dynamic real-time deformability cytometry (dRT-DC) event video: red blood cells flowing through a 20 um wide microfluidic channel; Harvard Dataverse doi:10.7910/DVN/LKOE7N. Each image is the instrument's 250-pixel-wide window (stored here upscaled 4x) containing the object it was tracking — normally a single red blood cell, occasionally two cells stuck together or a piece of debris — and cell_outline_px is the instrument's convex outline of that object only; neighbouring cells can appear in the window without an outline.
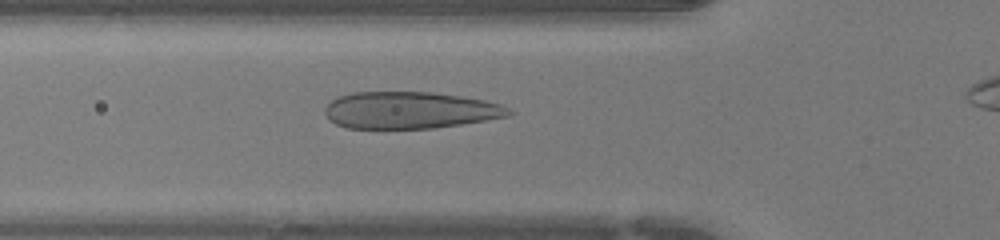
{"species": "human", "species_latin": "Homo sapiens", "temperature_condition": "warm", "stored_images_in_passage": 32, "camera_frame_rate_fps": 3000, "um_per_image_px": 0.085, "donor": {"sex": "female"}, "frame": {"image": 1, "passage_image": 8, "time_ms": 2.333, "image_size_px": [1000, 240], "cell_outline_px": [[516, 112], [508, 116], [436, 128], [348, 128], [336, 124], [328, 120], [324, 112], [324, 108], [332, 100], [340, 96], [352, 92], [432, 92], [460, 96], [484, 100], [500, 104]], "centroid_in_image_um": [34.83, 9.36], "position_along_channel_um": 91.0, "area_um2": 39.48}}
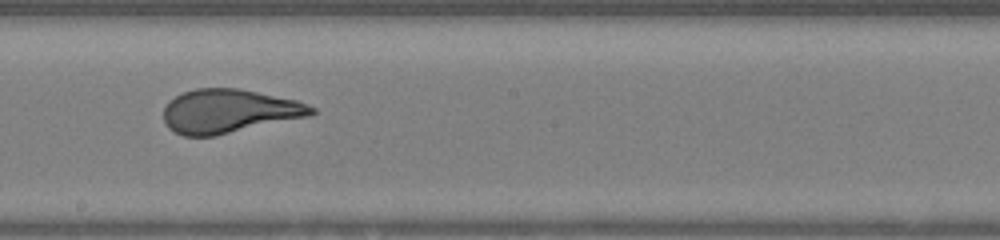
{"frame": {"image": 2, "passage_image": 17, "time_ms": 5.333, "image_size_px": [1000, 240], "cell_outline_px": [[316, 112], [312, 116], [216, 136], [184, 136], [168, 128], [164, 120], [164, 108], [168, 100], [184, 92], [196, 88], [240, 88], [296, 100], [308, 104], [316, 108]], "centroid_in_image_um": [19.5, 9.45], "position_along_channel_um": 228.7, "area_um2": 38.09}}
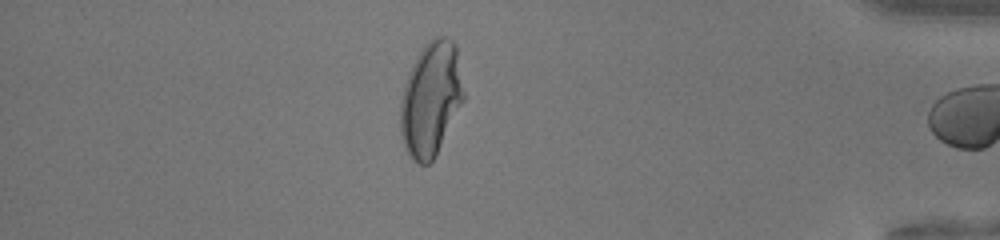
{"frame": {"image": 3, "passage_image": 31, "time_ms": 10.0, "image_size_px": [1000, 240], "cell_outline_px": [[464, 100], [436, 156], [428, 164], [416, 164], [412, 160], [404, 144], [400, 132], [400, 100], [404, 84], [408, 72], [416, 56], [424, 44], [432, 36], [448, 36], [456, 44], [464, 92]], "centroid_in_image_um": [36.62, 8.39], "position_along_channel_um": 398.6, "area_um2": 42.6}}